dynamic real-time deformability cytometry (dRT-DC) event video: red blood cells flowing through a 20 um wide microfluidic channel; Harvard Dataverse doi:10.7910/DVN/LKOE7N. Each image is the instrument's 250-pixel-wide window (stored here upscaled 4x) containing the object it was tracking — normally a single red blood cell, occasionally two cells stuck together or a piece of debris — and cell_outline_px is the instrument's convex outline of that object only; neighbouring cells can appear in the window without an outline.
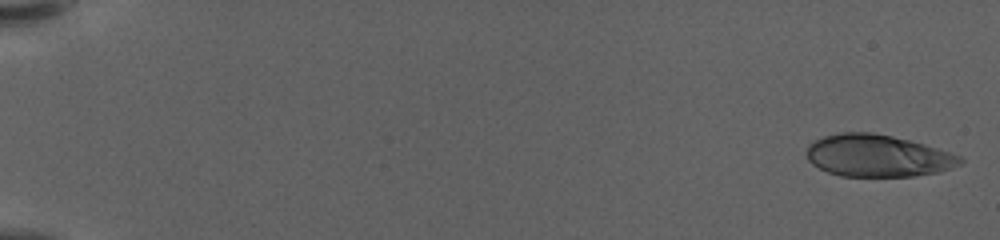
{"species": "human", "species_latin": "Homo sapiens", "temperature_condition": "warm", "stored_images_in_passage": 59, "camera_frame_rate_fps": 3000, "um_per_image_px": 0.085, "donor": {"sex": "female"}, "frame": {"image": 1, "passage_image": 2, "time_ms": 0.333, "image_size_px": [1000, 240], "cell_outline_px": [[964, 160], [960, 164], [936, 172], [912, 176], [840, 176], [828, 172], [812, 164], [808, 160], [808, 144], [812, 140], [824, 136], [840, 132], [872, 132], [892, 136], [924, 144], [960, 156]], "centroid_in_image_um": [74.55, 13.23], "position_along_channel_um": 10.5, "area_um2": 37.34}}
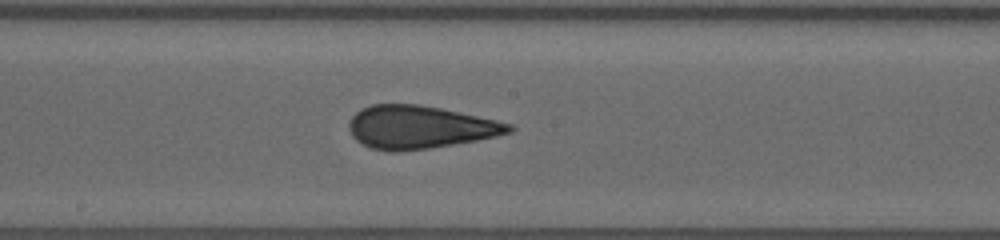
{"frame": {"image": 2, "passage_image": 34, "time_ms": 11.0, "image_size_px": [1000, 240], "cell_outline_px": [[516, 128], [512, 132], [496, 136], [476, 140], [428, 148], [396, 152], [388, 152], [372, 148], [356, 140], [352, 136], [348, 128], [348, 124], [352, 116], [356, 112], [372, 104], [420, 104], [440, 108], [496, 120], [512, 124]], "centroid_in_image_um": [35.67, 10.81], "position_along_channel_um": 212.5, "area_um2": 39.88}}
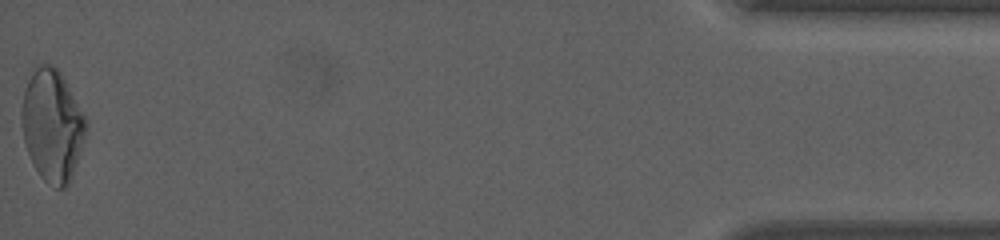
{"frame": {"image": 3, "passage_image": 59, "time_ms": 19.333, "image_size_px": [1000, 240], "cell_outline_px": [[88, 124], [80, 152], [72, 176], [68, 184], [64, 188], [56, 188], [44, 180], [40, 176], [32, 164], [24, 140], [20, 116], [20, 112], [24, 88], [32, 72], [40, 64], [52, 64], [60, 72], [88, 120]], "centroid_in_image_um": [4.43, 10.66], "position_along_channel_um": 430.8, "area_um2": 41.96}, "authors_computed_cell_mechanics": {"area_um2": 38.7838, "velocity_mm_per_s": 3.6208, "shape_relaxation_time_tau1_ms": null, "shape_relaxation_time_tau2_ms": 1.0211, "deformation_change_tau1": null, "deformation_change_tau2": 0.0805}}